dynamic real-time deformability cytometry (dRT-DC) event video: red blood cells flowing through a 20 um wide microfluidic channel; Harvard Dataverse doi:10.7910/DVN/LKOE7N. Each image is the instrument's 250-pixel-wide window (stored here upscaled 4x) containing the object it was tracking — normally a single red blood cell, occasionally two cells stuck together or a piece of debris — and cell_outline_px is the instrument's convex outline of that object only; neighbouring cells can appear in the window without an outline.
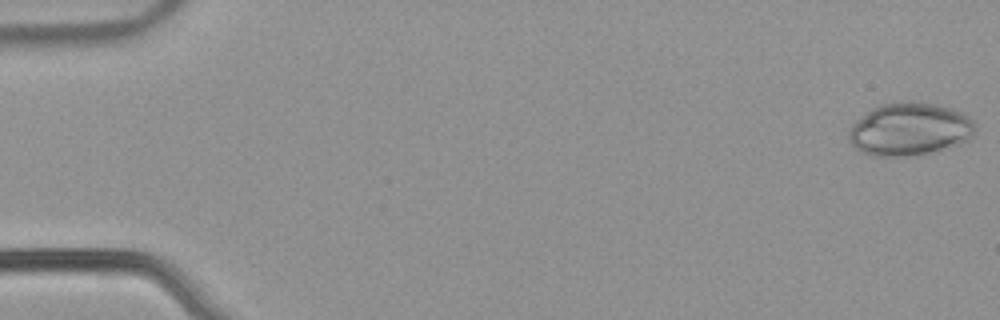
{"species": "common noctule bat (a hibernating species)", "species_latin": "Nyctalus noctula", "temperature_condition": "warm", "stored_images_in_passage": 48, "camera_frame_rate_fps": 3000, "um_per_image_px": 0.085, "animal": {"sex": "male", "body_mass_g": 21.5, "forearm_length_mm": 52.0}, "frame": {"image": 1, "passage_image": 1, "time_ms": 0.0, "image_size_px": [1000, 320], "cell_outline_px": [[976, 132], [968, 140], [956, 144], [916, 156], [872, 156], [856, 148], [852, 144], [848, 136], [848, 128], [856, 120], [872, 108], [880, 104], [900, 100], [912, 100], [936, 104], [960, 112], [968, 116], [976, 124]], "centroid_in_image_um": [77.3, 10.96], "position_along_channel_um": 7.7, "area_um2": 39.13}}
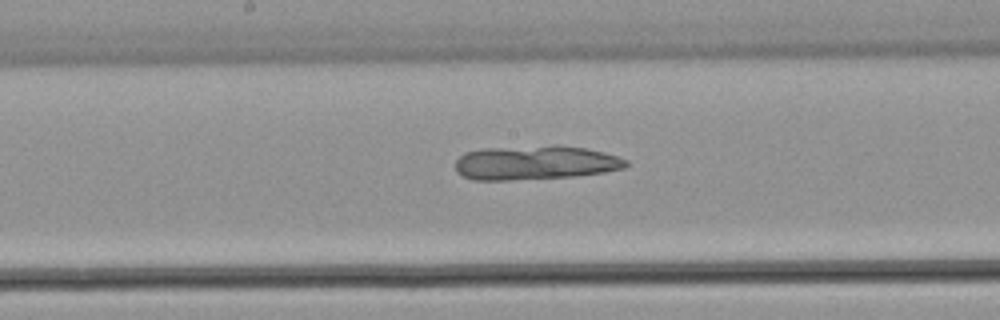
{"frame": {"image": 2, "passage_image": 28, "time_ms": 9.0, "image_size_px": [1000, 320], "cell_outline_px": [[628, 164], [624, 168], [604, 172], [576, 176], [512, 180], [472, 180], [456, 172], [456, 160], [464, 152], [484, 148], [584, 148], [604, 152], [628, 160]], "centroid_in_image_um": [45.46, 13.88], "position_along_channel_um": 202.7, "area_um2": 32.89}}
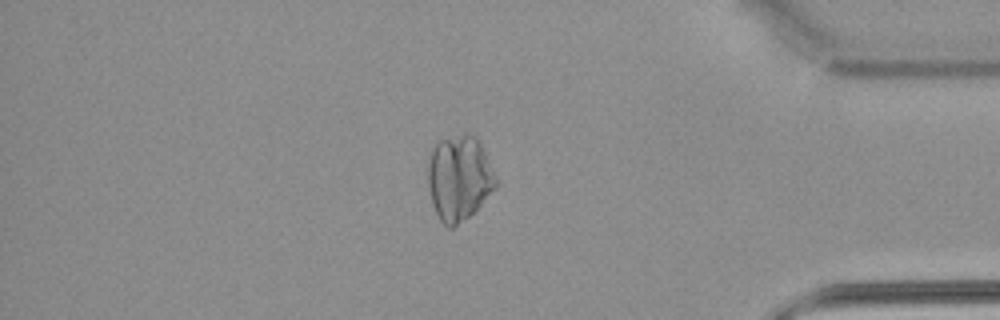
{"frame": {"image": 3, "passage_image": 45, "time_ms": 14.667, "image_size_px": [1000, 320], "cell_outline_px": [[496, 188], [468, 216], [452, 228], [448, 228], [440, 220], [432, 204], [428, 188], [428, 164], [432, 148], [440, 140], [464, 132], [472, 132], [476, 136], [484, 152], [496, 180]], "centroid_in_image_um": [38.99, 15.1], "position_along_channel_um": 396.2, "area_um2": 33.35}}